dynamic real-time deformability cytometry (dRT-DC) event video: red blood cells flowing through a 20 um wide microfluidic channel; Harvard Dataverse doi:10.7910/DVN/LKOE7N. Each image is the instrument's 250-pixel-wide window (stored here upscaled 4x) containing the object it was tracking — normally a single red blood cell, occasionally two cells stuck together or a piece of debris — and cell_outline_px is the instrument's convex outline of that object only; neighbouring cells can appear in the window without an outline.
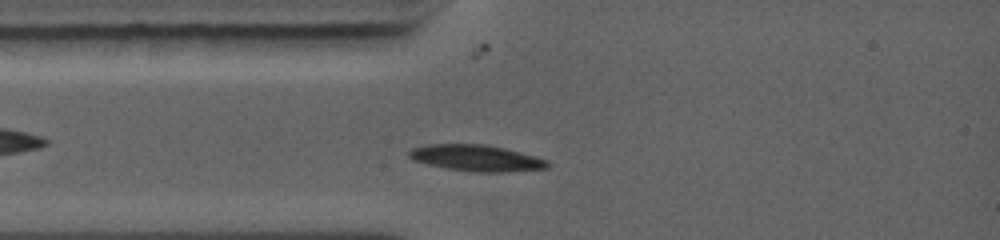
{"species": "common noctule bat (a hibernating species)", "species_latin": "Nyctalus noctula", "temperature_condition": "warm", "stored_images_in_passage": 59, "camera_frame_rate_fps": 5000, "um_per_image_px": 0.085, "animal": {"sex": "female", "body_mass_g": 19.0, "forearm_length_mm": 56.7}, "frame": {"image": 1, "passage_image": 10, "time_ms": 1.8, "image_size_px": [1000, 240], "cell_outline_px": [[552, 164], [548, 168], [504, 172], [472, 172], [448, 168], [428, 164], [412, 160], [408, 156], [408, 152], [412, 148], [424, 144], [488, 144], [536, 156], [548, 160]], "centroid_in_image_um": [40.51, 13.43], "position_along_channel_um": 44.5, "area_um2": 21.39}}
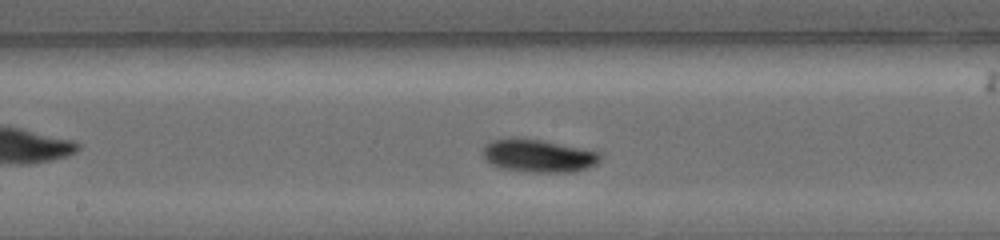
{"frame": {"image": 2, "passage_image": 28, "time_ms": 5.4, "image_size_px": [1000, 240], "cell_outline_px": [[600, 160], [596, 164], [572, 172], [528, 172], [500, 168], [488, 164], [484, 160], [484, 144], [492, 140], [512, 136], [516, 136], [540, 140], [600, 152]], "centroid_in_image_um": [45.67, 13.23], "position_along_channel_um": 202.5, "area_um2": 22.66}}
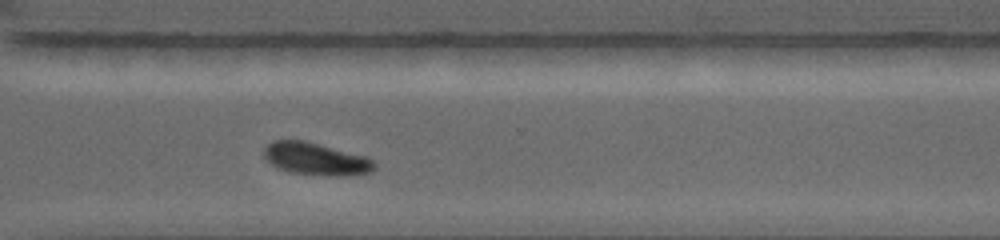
{"frame": {"image": 3, "passage_image": 44, "time_ms": 8.6, "image_size_px": [1000, 240], "cell_outline_px": [[376, 168], [372, 172], [344, 176], [332, 176], [288, 172], [276, 168], [264, 156], [264, 148], [272, 140], [304, 140], [368, 156], [376, 164]], "centroid_in_image_um": [26.88, 13.51], "position_along_channel_um": 343.7, "area_um2": 21.1}, "authors_computed_cell_mechanics": {"area_um2": 20.519, "velocity_mm_per_s": 4.4167, "shape_relaxation_time_tau1_ms": 1.6224, "shape_relaxation_time_tau2_ms": 10.0074, "deformation_change_tau1": 0.1333, "deformation_change_tau2": 0.0675}}